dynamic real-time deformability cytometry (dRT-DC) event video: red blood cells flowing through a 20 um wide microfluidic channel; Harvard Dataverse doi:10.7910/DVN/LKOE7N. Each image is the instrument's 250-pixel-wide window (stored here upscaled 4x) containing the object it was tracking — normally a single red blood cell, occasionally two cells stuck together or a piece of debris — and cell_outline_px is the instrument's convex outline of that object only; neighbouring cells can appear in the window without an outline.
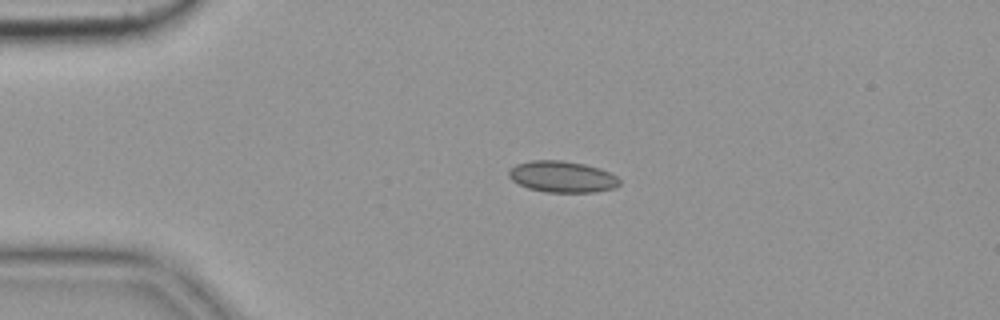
{"species": "common noctule bat (a hibernating species)", "species_latin": "Nyctalus noctula", "temperature_condition": "cold", "stored_images_in_passage": 2, "camera_frame_rate_fps": 3000, "um_per_image_px": 0.085, "animal": {"sex": "female", "body_mass_g": 19.9}, "frame": {"image": 1, "passage_image": 1, "time_ms": 0.0, "image_size_px": [1000, 320], "cell_outline_px": [[620, 184], [616, 188], [596, 192], [544, 192], [528, 188], [512, 180], [508, 176], [508, 168], [516, 164], [532, 160], [560, 160], [584, 164], [600, 168], [616, 176], [620, 180]], "centroid_in_image_um": [47.78, 15.02], "position_along_channel_um": 37.2, "area_um2": 20.35}}